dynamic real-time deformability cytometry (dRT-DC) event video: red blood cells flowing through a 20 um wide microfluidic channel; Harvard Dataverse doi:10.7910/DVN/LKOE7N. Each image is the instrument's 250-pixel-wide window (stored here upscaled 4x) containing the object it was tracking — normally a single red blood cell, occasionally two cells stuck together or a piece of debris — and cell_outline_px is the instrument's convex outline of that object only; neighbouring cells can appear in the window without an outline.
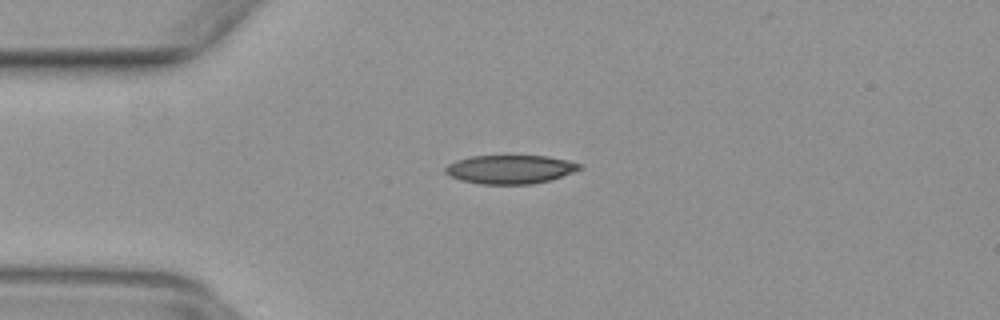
{"species": "common noctule bat (a hibernating species)", "species_latin": "Nyctalus noctula", "temperature_condition": "warm", "stored_images_in_passage": 38, "camera_frame_rate_fps": 3000, "um_per_image_px": 0.085, "animal": {"sex": "female", "body_mass_g": 29.2, "forearm_length_mm": 56.3}, "frame": {"image": 1, "passage_image": 6, "time_ms": 1.667, "image_size_px": [1000, 320], "cell_outline_px": [[584, 168], [548, 180], [532, 184], [480, 184], [460, 180], [448, 176], [444, 172], [444, 168], [448, 164], [456, 160], [472, 156], [548, 156], [568, 160], [580, 164]], "centroid_in_image_um": [43.32, 14.39], "position_along_channel_um": 41.7, "area_um2": 22.43}}
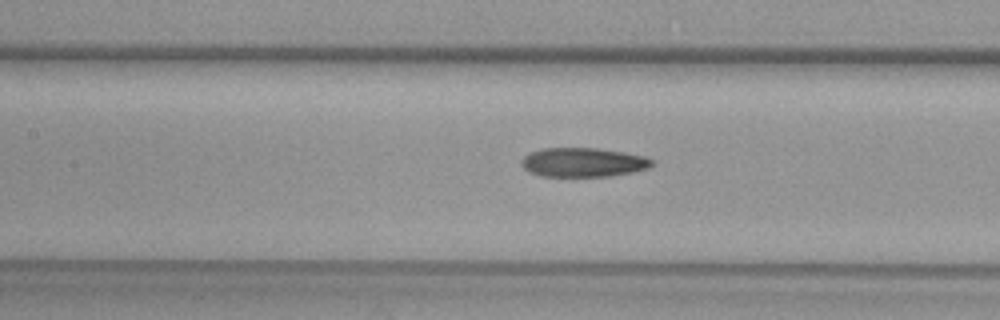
{"frame": {"image": 2, "passage_image": 16, "time_ms": 5.0, "image_size_px": [1000, 320], "cell_outline_px": [[656, 164], [648, 168], [632, 172], [612, 176], [540, 176], [528, 172], [520, 164], [520, 160], [528, 152], [544, 148], [596, 148], [624, 152], [644, 156], [656, 160]], "centroid_in_image_um": [49.57, 13.8], "position_along_channel_um": 157.8, "area_um2": 22.48}}
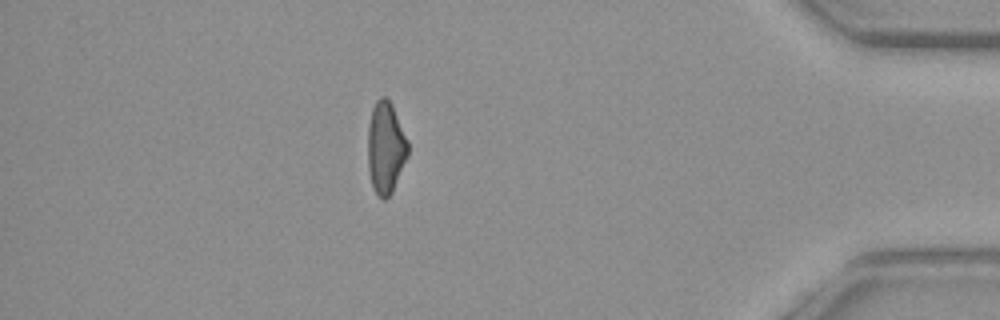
{"frame": {"image": 3, "passage_image": 37, "time_ms": 12.0, "image_size_px": [1000, 320], "cell_outline_px": [[408, 156], [392, 192], [384, 200], [376, 192], [372, 184], [368, 168], [368, 128], [372, 108], [376, 100], [380, 96], [384, 96], [392, 104], [408, 140]], "centroid_in_image_um": [32.79, 12.52], "position_along_channel_um": 402.4, "area_um2": 21.39}}